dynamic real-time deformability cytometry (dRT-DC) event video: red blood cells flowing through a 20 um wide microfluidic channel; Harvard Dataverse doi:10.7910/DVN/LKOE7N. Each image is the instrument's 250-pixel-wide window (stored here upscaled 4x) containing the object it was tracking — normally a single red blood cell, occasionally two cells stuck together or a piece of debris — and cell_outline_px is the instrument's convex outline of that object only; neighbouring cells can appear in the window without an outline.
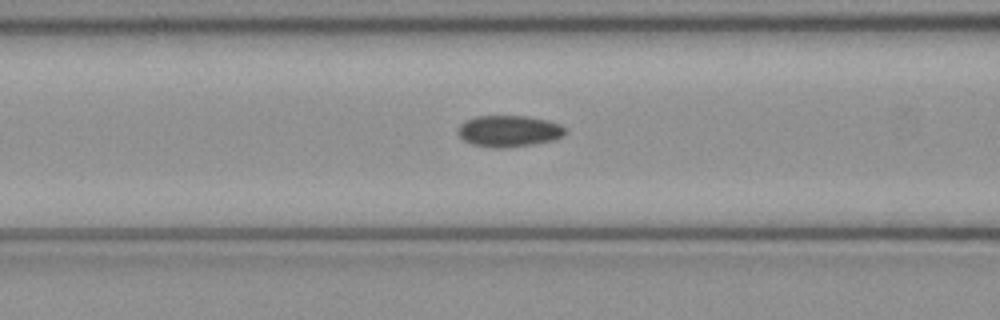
{"species": "common noctule bat (a hibernating species)", "species_latin": "Nyctalus noctula", "temperature_condition": "cold", "stored_images_in_passage": 50, "camera_frame_rate_fps": 3000, "um_per_image_px": 0.085, "animal": {"sex": "female", "body_mass_g": 21.9}, "frame": {"image": 1, "passage_image": 20, "time_ms": 6.333, "image_size_px": [1000, 320], "cell_outline_px": [[568, 132], [564, 136], [556, 140], [536, 144], [508, 148], [492, 148], [472, 144], [464, 140], [456, 132], [460, 124], [464, 120], [476, 116], [528, 116], [548, 120], [560, 124]], "centroid_in_image_um": [43.28, 11.15], "position_along_channel_um": 123.3, "area_um2": 20.11}}
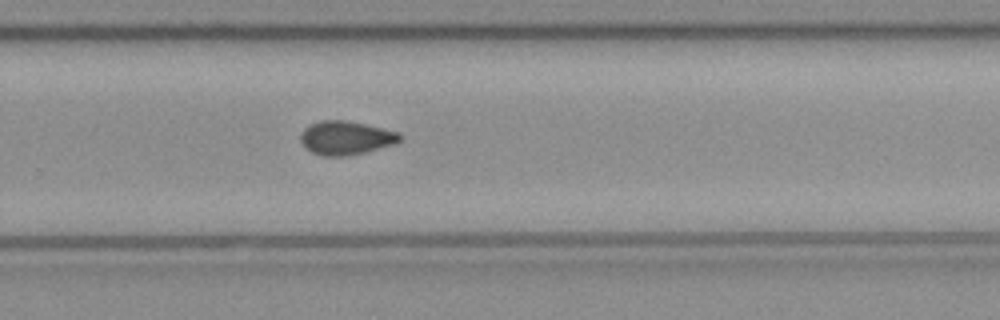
{"frame": {"image": 2, "passage_image": 33, "time_ms": 10.667, "image_size_px": [1000, 320], "cell_outline_px": [[404, 136], [396, 144], [364, 152], [344, 156], [324, 156], [312, 152], [300, 140], [300, 132], [308, 124], [320, 120], [344, 120], [364, 124], [400, 132]], "centroid_in_image_um": [29.41, 11.7], "position_along_channel_um": 300.4, "area_um2": 19.54}}
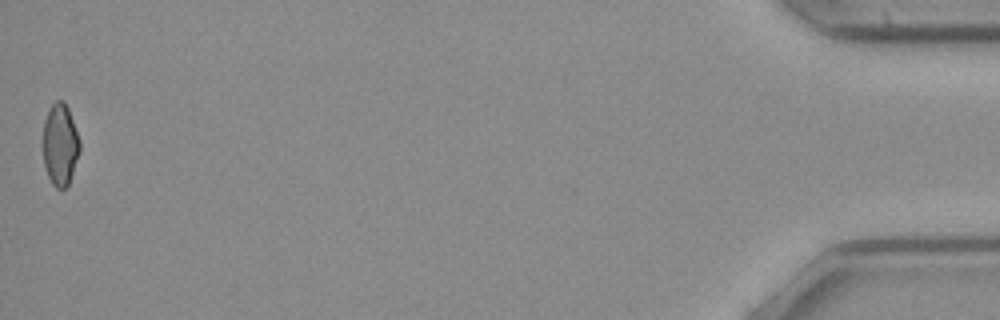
{"frame": {"image": 3, "passage_image": 50, "time_ms": 16.333, "image_size_px": [1000, 320], "cell_outline_px": [[80, 152], [68, 184], [64, 188], [56, 188], [52, 184], [48, 176], [44, 164], [40, 144], [40, 140], [44, 120], [48, 108], [56, 100], [64, 100], [68, 108], [80, 140]], "centroid_in_image_um": [5.06, 12.26], "position_along_channel_um": 430.1, "area_um2": 18.15}, "authors_computed_cell_mechanics": {"area_um2": 19.3341, "velocity_mm_per_s": 4.0815, "shape_relaxation_time_tau1_ms": 10.2239, "shape_relaxation_time_tau2_ms": 3.0763, "deformation_change_tau1": 0.137, "deformation_change_tau2": 0.0671}}